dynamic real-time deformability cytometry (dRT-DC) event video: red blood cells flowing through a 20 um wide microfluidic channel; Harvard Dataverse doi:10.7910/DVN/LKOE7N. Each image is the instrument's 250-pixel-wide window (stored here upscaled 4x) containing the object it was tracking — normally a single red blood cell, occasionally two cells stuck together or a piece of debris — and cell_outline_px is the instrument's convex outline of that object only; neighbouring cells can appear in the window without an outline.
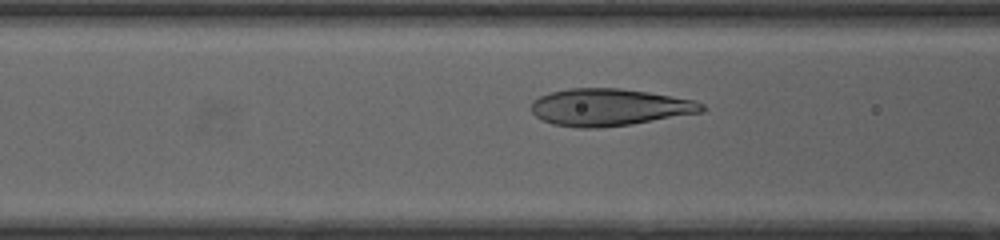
{"species": "human", "species_latin": "Homo sapiens", "temperature_condition": "cold", "stored_images_in_passage": 34, "camera_frame_rate_fps": 3000, "um_per_image_px": 0.085, "donor": {"sex": "female"}, "frame": {"image": 1, "passage_image": 4, "time_ms": 1.0, "image_size_px": [1000, 240], "cell_outline_px": [[692, 112], [624, 124], [560, 124], [548, 120], [540, 116], [536, 100], [544, 96], [556, 92], [584, 88], [604, 88], [640, 92], [664, 96], [684, 100], [692, 108]], "centroid_in_image_um": [51.64, 9.07], "position_along_channel_um": 115.0, "area_um2": 31.21}}
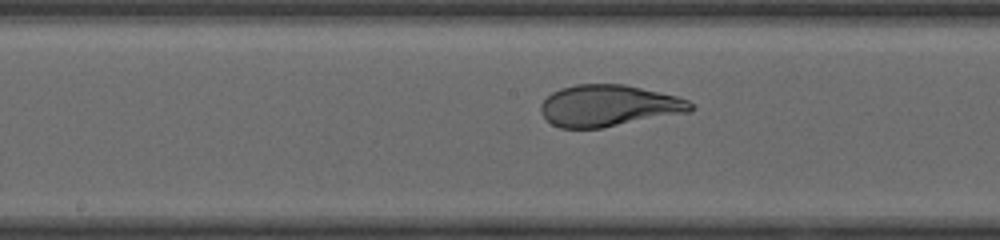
{"frame": {"image": 2, "passage_image": 10, "time_ms": 3.0, "image_size_px": [1000, 240], "cell_outline_px": [[692, 108], [596, 128], [564, 128], [548, 120], [544, 112], [544, 100], [556, 92], [564, 88], [584, 84], [612, 84], [636, 88], [672, 96], [684, 100], [692, 104]], "centroid_in_image_um": [51.6, 8.97], "position_along_channel_um": 196.6, "area_um2": 32.95}}
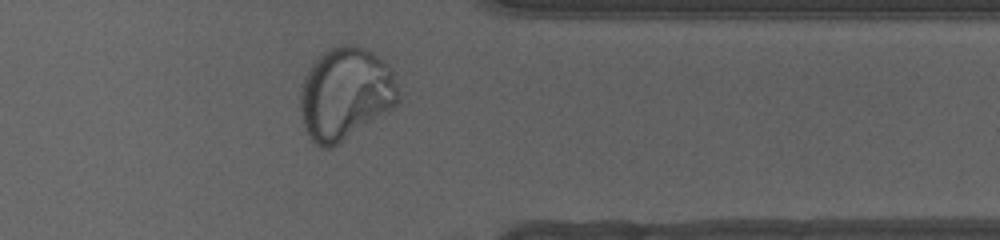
{"frame": {"image": 3, "passage_image": 24, "time_ms": 7.667, "image_size_px": [1000, 240], "cell_outline_px": [[352, 52], [348, 120], [340, 132], [332, 140], [320, 140], [308, 128], [304, 112], [304, 100], [308, 84], [316, 68], [328, 56], [336, 52]], "centroid_in_image_um": [27.97, 8.19], "position_along_channel_um": 383.4, "area_um2": 23.29}}